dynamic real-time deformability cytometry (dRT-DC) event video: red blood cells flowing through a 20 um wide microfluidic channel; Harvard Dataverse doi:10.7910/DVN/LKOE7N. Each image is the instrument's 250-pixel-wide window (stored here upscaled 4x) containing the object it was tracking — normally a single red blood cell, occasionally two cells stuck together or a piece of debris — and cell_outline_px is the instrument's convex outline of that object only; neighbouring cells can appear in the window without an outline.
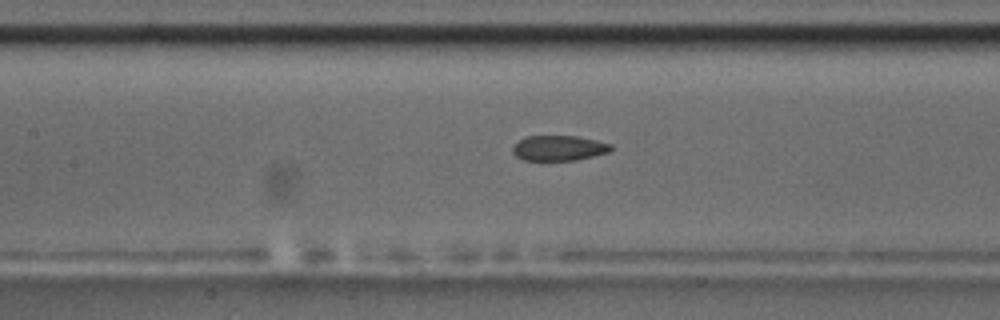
{"species": "common noctule bat (a hibernating species)", "species_latin": "Nyctalus noctula", "temperature_condition": "room temperature", "stored_images_in_passage": 54, "camera_frame_rate_fps": 3000, "um_per_image_px": 0.085, "animal": {"sex": "male", "body_mass_g": 17.5, "forearm_length_mm": 52.3}, "frame": {"image": 1, "passage_image": 24, "time_ms": 7.667, "image_size_px": [1000, 320], "cell_outline_px": [[612, 148], [608, 152], [576, 160], [524, 160], [516, 156], [512, 152], [512, 148], [524, 136], [576, 136], [596, 140], [612, 144]], "centroid_in_image_um": [47.49, 12.58], "position_along_channel_um": 159.9, "area_um2": 14.33}}
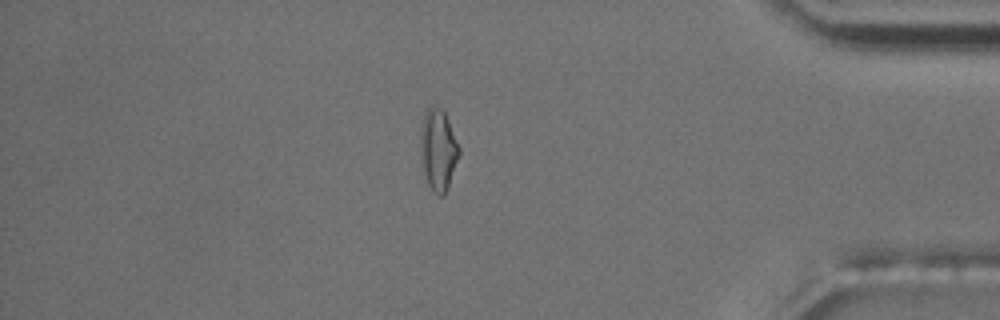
{"frame": {"image": 2, "passage_image": 46, "time_ms": 15.0, "image_size_px": [1000, 320], "cell_outline_px": [[460, 156], [448, 188], [444, 196], [440, 196], [432, 192], [428, 184], [424, 172], [420, 148], [420, 136], [424, 112], [432, 104], [440, 108], [444, 112], [448, 120], [460, 148]], "centroid_in_image_um": [37.26, 12.75], "position_along_channel_um": 397.9, "area_um2": 18.44}, "authors_computed_cell_mechanics": {"area_um2": 15.7216, "velocity_mm_per_s": 3.6989, "shape_relaxation_time_tau1_ms": null, "shape_relaxation_time_tau2_ms": 2.0185, "deformation_change_tau1": null, "deformation_change_tau2": 0.081}}